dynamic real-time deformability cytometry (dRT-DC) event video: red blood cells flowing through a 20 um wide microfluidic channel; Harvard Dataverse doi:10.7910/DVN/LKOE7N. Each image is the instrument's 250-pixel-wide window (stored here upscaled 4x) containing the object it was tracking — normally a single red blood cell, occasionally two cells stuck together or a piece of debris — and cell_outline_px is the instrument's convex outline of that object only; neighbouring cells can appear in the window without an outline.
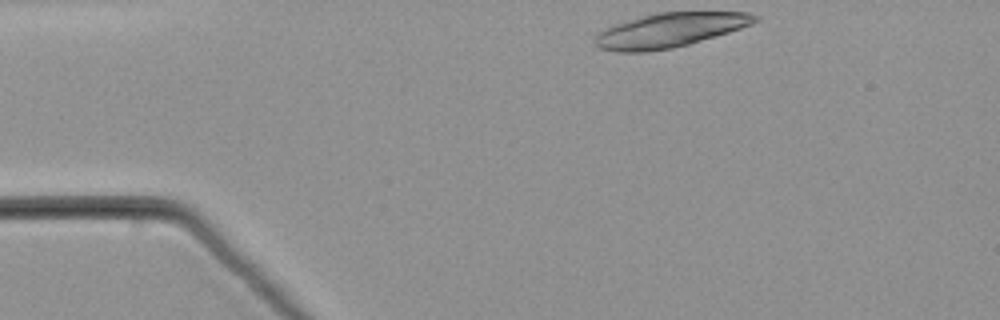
{"species": "common noctule bat (a hibernating species)", "species_latin": "Nyctalus noctula", "temperature_condition": "warm", "stored_images_in_passage": 44, "camera_frame_rate_fps": 3000, "um_per_image_px": 0.085, "animal": {"sex": "male", "body_mass_g": 21.5, "forearm_length_mm": 52.0}, "frame": {"image": 1, "passage_image": 1, "time_ms": 0.0, "image_size_px": [1000, 320], "cell_outline_px": [[756, 20], [752, 24], [728, 32], [688, 44], [672, 48], [648, 52], [616, 52], [600, 48], [596, 44], [596, 36], [604, 28], [616, 24], [656, 12], [748, 12], [756, 16]], "centroid_in_image_um": [56.9, 2.57], "position_along_channel_um": 28.1, "area_um2": 31.5}}
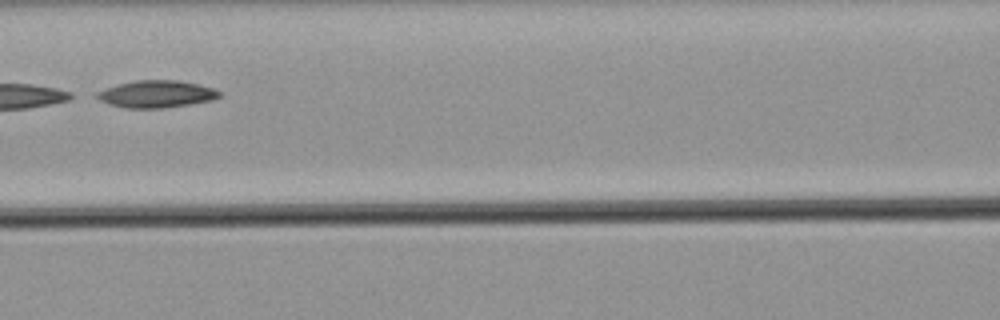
{"frame": {"image": 2, "passage_image": 16, "time_ms": 5.0, "image_size_px": [1000, 320], "cell_outline_px": [[220, 96], [212, 100], [164, 108], [124, 108], [108, 104], [92, 96], [96, 92], [104, 88], [136, 80], [176, 80], [200, 84], [212, 88], [220, 92]], "centroid_in_image_um": [13.24, 7.99], "position_along_channel_um": 153.4, "area_um2": 19.42}}